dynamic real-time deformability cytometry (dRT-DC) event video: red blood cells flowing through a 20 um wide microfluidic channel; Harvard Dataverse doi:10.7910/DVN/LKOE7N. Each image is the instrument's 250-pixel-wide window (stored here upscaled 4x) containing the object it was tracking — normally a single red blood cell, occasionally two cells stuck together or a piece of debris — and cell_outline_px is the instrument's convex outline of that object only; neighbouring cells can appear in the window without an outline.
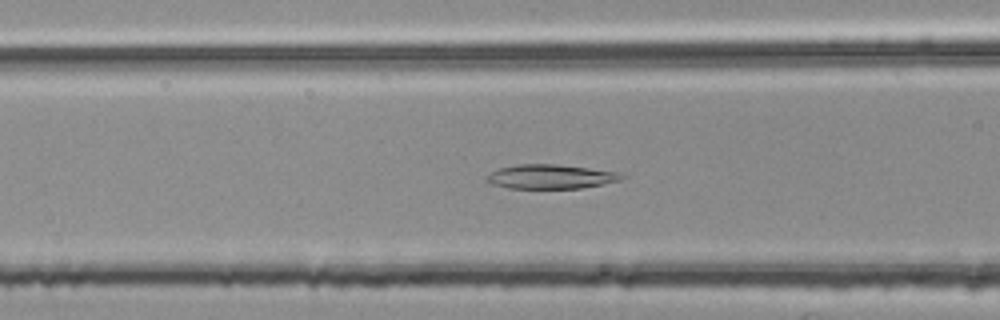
{"species": "common noctule bat (a hibernating species)", "species_latin": "Nyctalus noctula", "temperature_condition": "room temperature", "stored_images_in_passage": 51, "camera_frame_rate_fps": 3000, "um_per_image_px": 0.085, "animal": {"sex": "female", "body_mass_g": 25.1}, "frame": {"image": 1, "passage_image": 20, "time_ms": 6.333, "image_size_px": [1000, 320], "cell_outline_px": [[624, 176], [620, 180], [580, 188], [508, 188], [492, 184], [484, 180], [492, 172], [500, 168], [520, 164], [556, 164], [624, 172]], "centroid_in_image_um": [46.83, 15.01], "position_along_channel_um": 119.8, "area_um2": 18.96}}
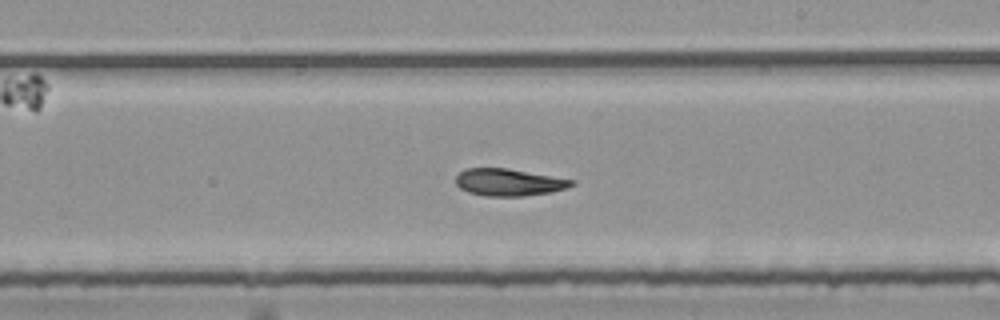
{"frame": {"image": 2, "passage_image": 30, "time_ms": 9.667, "image_size_px": [1000, 320], "cell_outline_px": [[576, 184], [568, 188], [552, 192], [524, 196], [484, 196], [468, 192], [460, 188], [456, 184], [456, 176], [460, 172], [468, 168], [508, 168], [576, 180]], "centroid_in_image_um": [43.29, 15.5], "position_along_channel_um": 245.7, "area_um2": 18.5}}
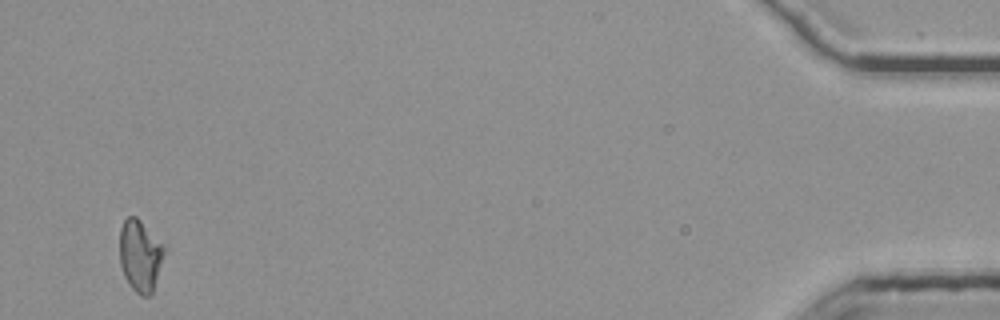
{"frame": {"image": 3, "passage_image": 51, "time_ms": 16.667, "image_size_px": [1000, 320], "cell_outline_px": [[164, 252], [152, 292], [148, 296], [140, 296], [128, 284], [124, 276], [120, 264], [120, 228], [124, 220], [128, 216], [136, 216], [164, 244]], "centroid_in_image_um": [11.89, 21.71], "position_along_channel_um": 423.3, "area_um2": 18.44}, "authors_computed_cell_mechanics": {"area_um2": 18.9584, "velocity_mm_per_s": 3.7761, "shape_relaxation_time_tau1_ms": null, "shape_relaxation_time_tau2_ms": 5.5092, "deformation_change_tau1": null, "deformation_change_tau2": 0.1253}}